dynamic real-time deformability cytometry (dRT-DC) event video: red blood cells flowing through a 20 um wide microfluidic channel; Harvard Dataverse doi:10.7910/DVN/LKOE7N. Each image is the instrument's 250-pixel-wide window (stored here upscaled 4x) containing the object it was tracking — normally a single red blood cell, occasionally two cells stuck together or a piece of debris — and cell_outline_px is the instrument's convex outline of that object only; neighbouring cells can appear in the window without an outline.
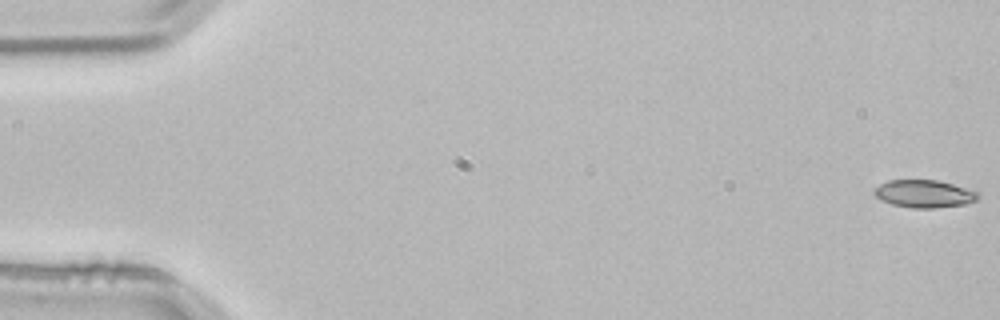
{"species": "common noctule bat (a hibernating species)", "species_latin": "Nyctalus noctula", "temperature_condition": "room temperature", "stored_images_in_passage": 4, "camera_frame_rate_fps": 3000, "um_per_image_px": 0.085, "animal": {"sex": "male", "body_mass_g": 21.5, "forearm_length_mm": 52.0}, "frame": {"image": 1, "passage_image": 1, "time_ms": 0.0, "image_size_px": [1000, 320], "cell_outline_px": [[980, 196], [976, 200], [968, 204], [936, 208], [912, 208], [892, 204], [880, 200], [872, 192], [872, 188], [888, 180], [936, 180], [952, 184], [980, 192]], "centroid_in_image_um": [78.55, 16.47], "position_along_channel_um": 6.5, "area_um2": 16.94}}
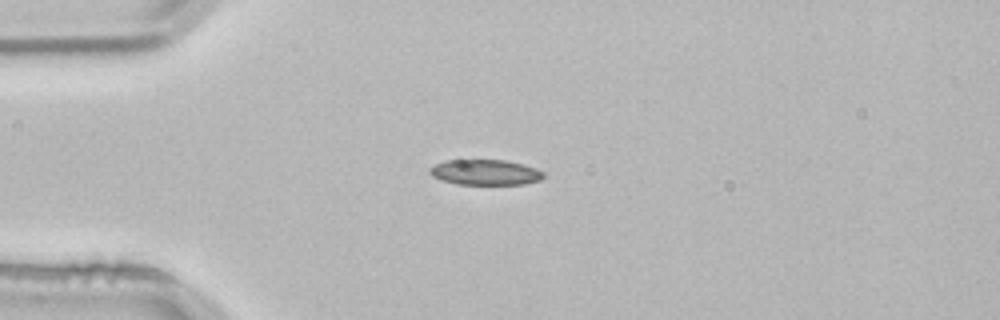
{"frame": {"image": 2, "passage_image": 4, "time_ms": 1.0, "image_size_px": [1000, 320], "cell_outline_px": [[544, 176], [540, 180], [524, 184], [456, 184], [440, 180], [432, 176], [428, 172], [428, 168], [444, 160], [468, 156], [504, 160], [536, 168], [544, 172]], "centroid_in_image_um": [41.15, 14.59], "position_along_channel_um": 43.9, "area_um2": 17.74}}